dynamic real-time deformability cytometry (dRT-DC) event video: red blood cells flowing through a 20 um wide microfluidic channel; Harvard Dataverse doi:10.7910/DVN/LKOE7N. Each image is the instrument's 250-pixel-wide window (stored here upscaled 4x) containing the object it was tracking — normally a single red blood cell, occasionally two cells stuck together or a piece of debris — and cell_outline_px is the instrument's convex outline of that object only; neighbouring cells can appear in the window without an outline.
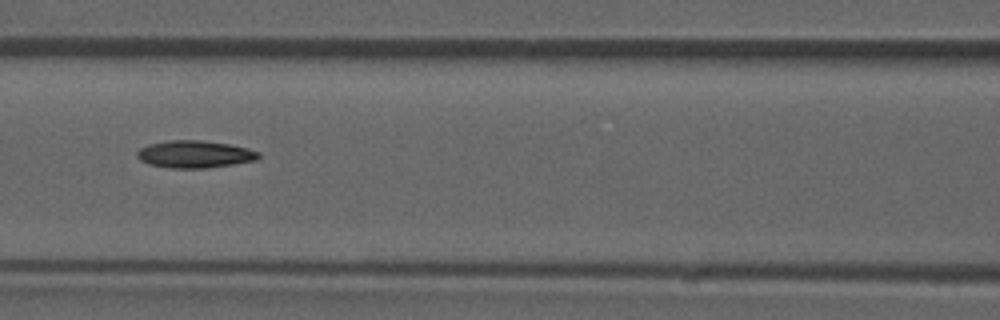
{"species": "common noctule bat (a hibernating species)", "species_latin": "Nyctalus noctula", "temperature_condition": "room temperature", "stored_images_in_passage": 52, "camera_frame_rate_fps": 3000, "um_per_image_px": 0.085, "animal": {"sex": "male", "forearm_length_mm": 52.5}, "frame": {"image": 1, "passage_image": 23, "time_ms": 7.333, "image_size_px": [1000, 320], "cell_outline_px": [[260, 156], [256, 160], [208, 168], [172, 168], [148, 164], [140, 160], [136, 156], [136, 152], [140, 148], [148, 144], [168, 140], [200, 140], [228, 144], [248, 148], [260, 152]], "centroid_in_image_um": [16.53, 13.1], "position_along_channel_um": 150.1, "area_um2": 19.36}, "authors_computed_cell_mechanics": {"area_um2": 18.8139, "velocity_mm_per_s": 3.9048, "shape_relaxation_time_tau1_ms": 11.3027, "shape_relaxation_time_tau2_ms": null, "deformation_change_tau1": 0.2377, "deformation_change_tau2": null}}